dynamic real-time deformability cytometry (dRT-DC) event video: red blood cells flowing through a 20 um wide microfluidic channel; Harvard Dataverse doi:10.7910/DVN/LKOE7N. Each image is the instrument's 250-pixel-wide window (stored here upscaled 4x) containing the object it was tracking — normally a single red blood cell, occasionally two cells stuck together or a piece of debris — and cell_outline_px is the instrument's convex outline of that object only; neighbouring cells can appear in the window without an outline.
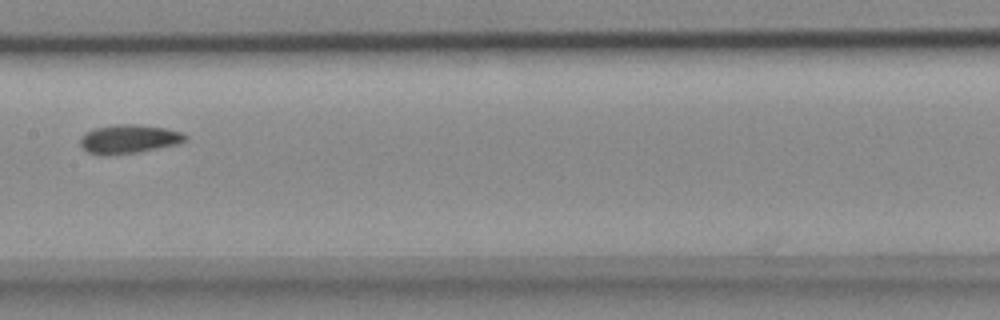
{"species": "common noctule bat (a hibernating species)", "species_latin": "Nyctalus noctula", "temperature_condition": "cold", "stored_images_in_passage": 7, "segment_of_instrument_passage": [2, 2], "camera_frame_rate_fps": 3000, "um_per_image_px": 0.085, "animal": {"sex": "female", "body_mass_g": 18.4}, "frame": {"image": 1, "passage_image": 7, "time_ms": 2.0, "image_size_px": [1000, 320], "cell_outline_px": [[188, 140], [180, 144], [136, 152], [104, 156], [100, 156], [88, 152], [80, 144], [80, 136], [84, 132], [96, 128], [116, 124], [136, 124], [164, 128], [184, 132], [188, 136]], "centroid_in_image_um": [10.97, 11.82], "position_along_channel_um": 196.4, "area_um2": 17.86}}